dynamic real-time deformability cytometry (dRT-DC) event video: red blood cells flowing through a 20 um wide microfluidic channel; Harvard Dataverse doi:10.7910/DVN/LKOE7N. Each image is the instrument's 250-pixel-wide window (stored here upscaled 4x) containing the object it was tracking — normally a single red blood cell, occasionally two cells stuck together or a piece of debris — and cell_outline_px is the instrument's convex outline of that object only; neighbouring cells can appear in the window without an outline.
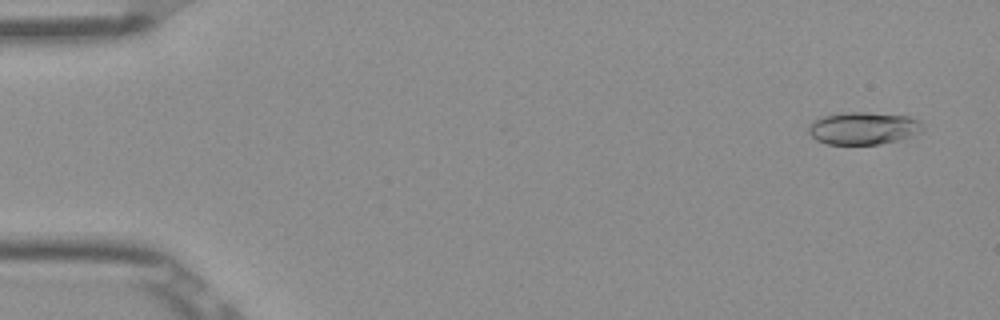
{"species": "Egyptian fruit bat (a non-hibernating species)", "species_latin": "Rousettus aegyptiacus", "temperature_condition": "room temperature", "stored_images_in_passage": 50, "camera_frame_rate_fps": 3000, "um_per_image_px": 0.085, "frame": {"image": 1, "passage_image": 1, "time_ms": 0.0, "image_size_px": [1000, 320], "cell_outline_px": [[924, 132], [900, 140], [880, 144], [828, 144], [816, 140], [808, 132], [808, 124], [812, 120], [820, 116], [848, 112], [868, 112], [908, 116], [920, 120], [924, 128]], "centroid_in_image_um": [73.4, 10.89], "position_along_channel_um": 11.6, "area_um2": 22.02}}
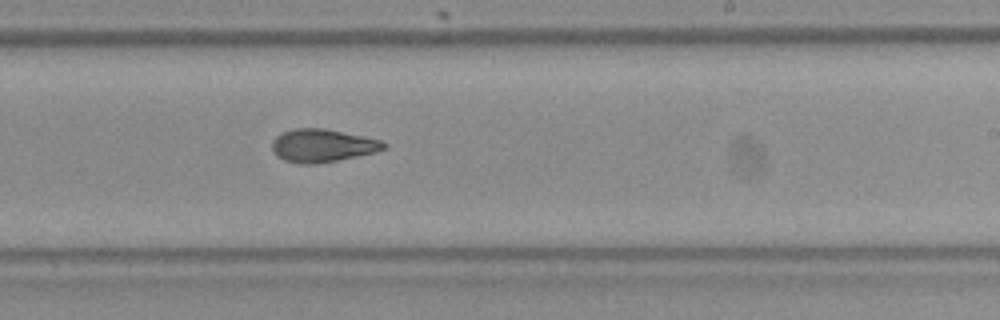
{"frame": {"image": 2, "passage_image": 30, "time_ms": 9.667, "image_size_px": [1000, 320], "cell_outline_px": [[388, 148], [376, 152], [316, 164], [300, 164], [284, 160], [276, 156], [272, 152], [272, 140], [276, 136], [292, 128], [324, 128], [364, 136], [380, 140], [388, 144]], "centroid_in_image_um": [27.4, 12.37], "position_along_channel_um": 261.6, "area_um2": 21.62}}
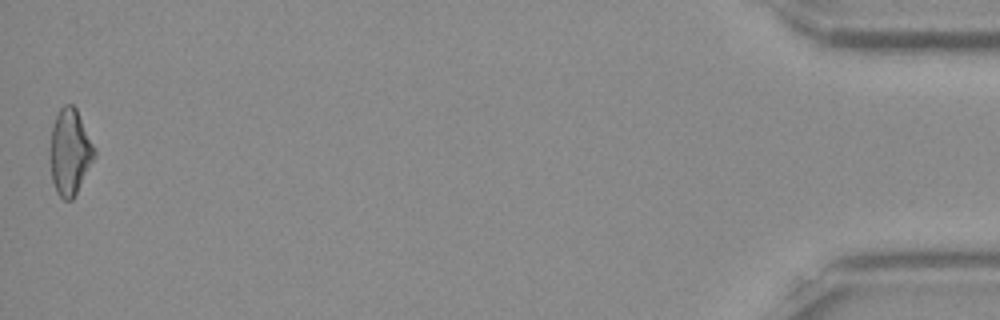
{"frame": {"image": 3, "passage_image": 50, "time_ms": 16.333, "image_size_px": [1000, 320], "cell_outline_px": [[96, 156], [72, 200], [64, 200], [56, 192], [52, 180], [48, 152], [52, 128], [56, 116], [60, 108], [64, 104], [72, 104], [76, 108], [96, 148]], "centroid_in_image_um": [5.93, 12.91], "position_along_channel_um": 429.3, "area_um2": 22.48}, "authors_computed_cell_mechanics": {"area_um2": 21.4438, "velocity_mm_per_s": 3.9148, "shape_relaxation_time_tau1_ms": 6.63, "shape_relaxation_time_tau2_ms": 3.0081, "deformation_change_tau1": 0.2011, "deformation_change_tau2": 0.0995}}